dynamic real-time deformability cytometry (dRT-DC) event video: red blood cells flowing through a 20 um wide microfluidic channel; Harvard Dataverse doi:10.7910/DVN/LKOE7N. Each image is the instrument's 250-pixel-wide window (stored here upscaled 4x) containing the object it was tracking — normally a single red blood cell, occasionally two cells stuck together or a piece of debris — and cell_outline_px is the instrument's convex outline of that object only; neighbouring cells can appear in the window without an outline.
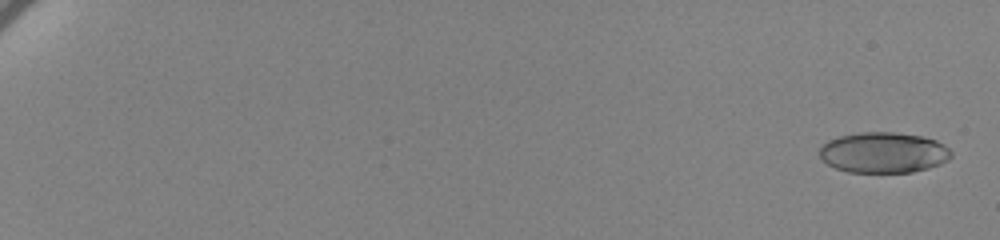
{"species": "human", "species_latin": "Homo sapiens", "temperature_condition": "cold", "stored_images_in_passage": 62, "camera_frame_rate_fps": 3000, "um_per_image_px": 0.085, "donor": {"sex": "female"}, "frame": {"image": 1, "passage_image": 2, "time_ms": 0.333, "image_size_px": [1000, 240], "cell_outline_px": [[952, 156], [948, 160], [940, 164], [928, 168], [912, 172], [848, 172], [836, 168], [828, 164], [820, 156], [820, 148], [828, 140], [840, 136], [860, 132], [892, 132], [924, 136], [936, 140], [944, 144], [952, 152]], "centroid_in_image_um": [75.13, 12.96], "position_along_channel_um": 9.9, "area_um2": 31.21}}
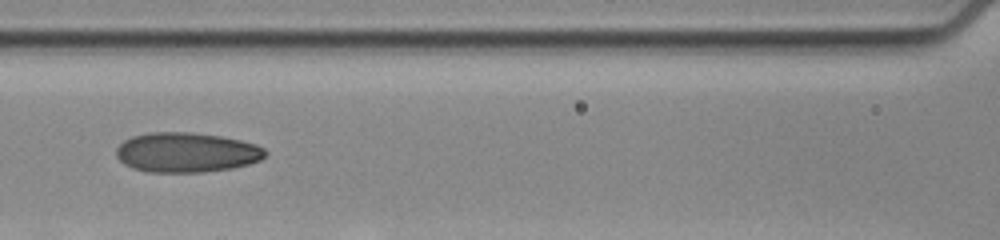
{"frame": {"image": 2, "passage_image": 33, "time_ms": 10.667, "image_size_px": [1000, 240], "cell_outline_px": [[268, 152], [260, 160], [248, 164], [232, 168], [204, 172], [148, 172], [132, 168], [124, 164], [116, 156], [116, 148], [124, 140], [132, 136], [148, 132], [192, 132], [220, 136], [240, 140], [256, 144], [264, 148]], "centroid_in_image_um": [15.84, 12.95], "position_along_channel_um": 150.8, "area_um2": 34.74}}
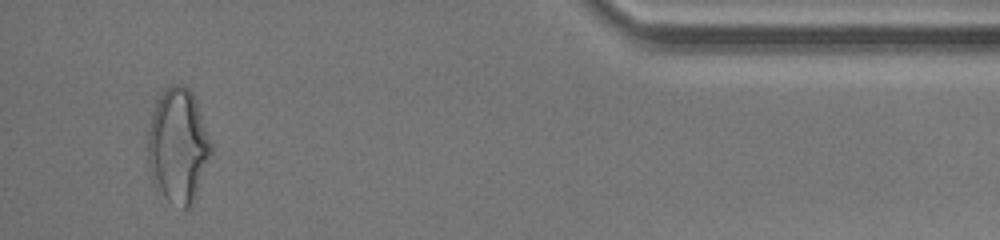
{"frame": {"image": 3, "passage_image": 60, "time_ms": 19.667, "image_size_px": [1000, 240], "cell_outline_px": [[212, 152], [192, 208], [184, 208], [168, 200], [156, 192], [148, 164], [148, 132], [152, 112], [164, 88], [172, 84], [184, 84], [192, 92], [196, 100], [212, 144]], "centroid_in_image_um": [15.14, 12.41], "position_along_channel_um": 420.1, "area_um2": 42.48}, "authors_computed_cell_mechanics": {"area_um2": 32.9171, "velocity_mm_per_s": 3.4585, "shape_relaxation_time_tau1_ms": 8.9422, "shape_relaxation_time_tau2_ms": 1.945, "deformation_change_tau1": 0.2116, "deformation_change_tau2": 0.0784}}